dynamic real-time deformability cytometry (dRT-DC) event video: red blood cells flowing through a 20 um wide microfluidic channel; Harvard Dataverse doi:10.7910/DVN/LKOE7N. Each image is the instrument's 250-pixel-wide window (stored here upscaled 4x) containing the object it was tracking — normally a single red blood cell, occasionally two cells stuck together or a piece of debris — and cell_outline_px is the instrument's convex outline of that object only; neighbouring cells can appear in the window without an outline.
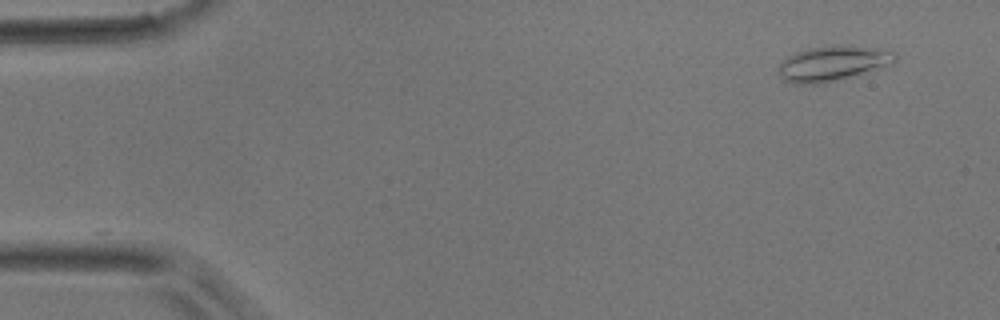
{"species": "common noctule bat (a hibernating species)", "species_latin": "Nyctalus noctula", "temperature_condition": "room temperature", "stored_images_in_passage": 32, "camera_frame_rate_fps": 3000, "um_per_image_px": 0.085, "animal": {"sex": "male", "body_mass_g": 17.9}, "frame": {"image": 1, "passage_image": 1, "time_ms": 0.0, "image_size_px": [1000, 320], "cell_outline_px": [[896, 60], [892, 64], [836, 80], [820, 84], [804, 84], [784, 80], [780, 76], [780, 64], [788, 56], [796, 52], [808, 48], [876, 48], [896, 52]], "centroid_in_image_um": [70.77, 5.43], "position_along_channel_um": 14.2, "area_um2": 22.48}}
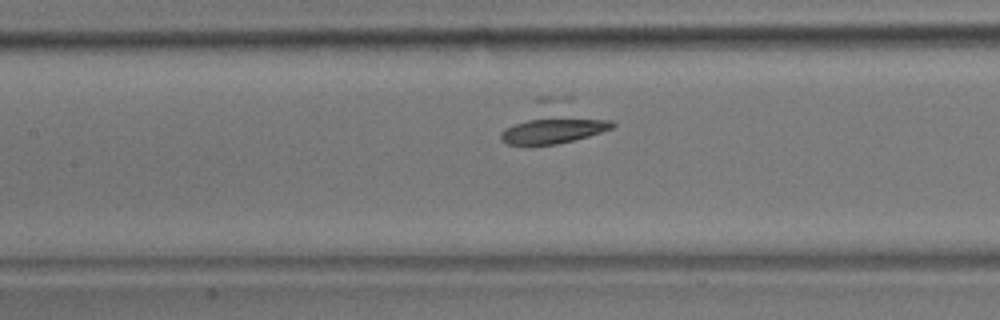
{"frame": {"image": 2, "passage_image": 20, "time_ms": 6.333, "image_size_px": [1000, 320], "cell_outline_px": [[616, 124], [612, 128], [588, 136], [556, 144], [532, 148], [524, 148], [508, 144], [500, 140], [500, 132], [504, 128], [512, 124], [536, 116], [568, 116], [612, 120]], "centroid_in_image_um": [46.92, 11.09], "position_along_channel_um": 160.5, "area_um2": 18.15}}
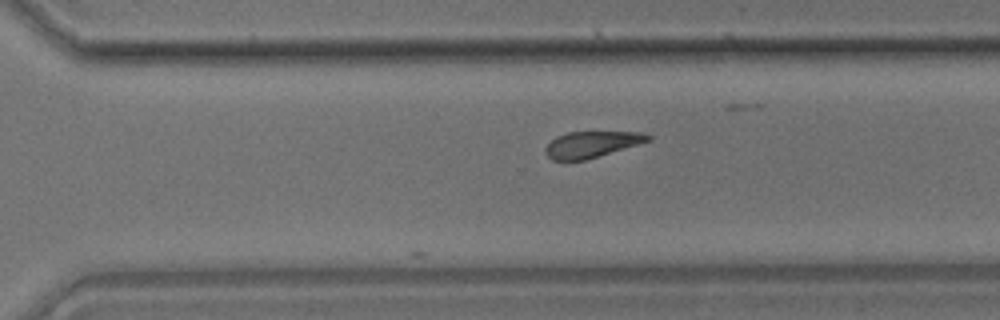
{"frame": {"image": 3, "passage_image": 32, "time_ms": 10.333, "image_size_px": [1000, 320], "cell_outline_px": [[652, 140], [584, 160], [552, 160], [544, 152], [544, 148], [556, 136], [568, 132], [640, 132], [652, 136]], "centroid_in_image_um": [50.27, 12.26], "position_along_channel_um": 320.3, "area_um2": 15.49}}